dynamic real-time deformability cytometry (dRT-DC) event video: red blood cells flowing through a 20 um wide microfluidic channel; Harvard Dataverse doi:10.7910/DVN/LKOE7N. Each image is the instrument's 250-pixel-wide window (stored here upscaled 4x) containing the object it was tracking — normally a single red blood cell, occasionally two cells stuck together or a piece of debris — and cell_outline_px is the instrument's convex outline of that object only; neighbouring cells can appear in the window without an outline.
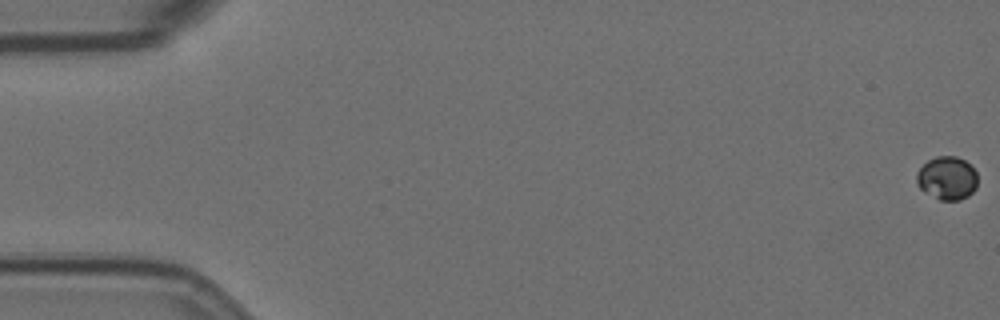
{"species": "Egyptian fruit bat (a non-hibernating species)", "species_latin": "Rousettus aegyptiacus", "temperature_condition": "room temperature", "stored_images_in_passage": 59, "camera_frame_rate_fps": 3000, "um_per_image_px": 0.085, "animal": {"sex": "female"}, "frame": {"image": 1, "passage_image": 1, "time_ms": 0.0, "image_size_px": [1000, 320], "cell_outline_px": [[976, 188], [968, 196], [960, 200], [940, 200], [924, 192], [916, 184], [916, 176], [920, 168], [928, 160], [936, 156], [956, 156], [964, 160], [976, 172]], "centroid_in_image_um": [80.48, 15.15], "position_along_channel_um": 4.5, "area_um2": 15.32}}
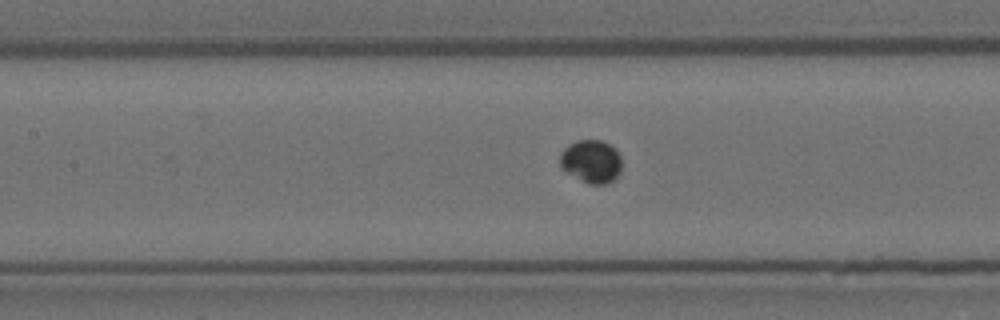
{"frame": {"image": 2, "passage_image": 27, "time_ms": 8.667, "image_size_px": [1000, 320], "cell_outline_px": [[620, 172], [612, 180], [604, 184], [588, 184], [560, 168], [560, 152], [568, 144], [576, 140], [604, 140], [616, 148], [620, 156]], "centroid_in_image_um": [50.24, 13.69], "position_along_channel_um": 157.2, "area_um2": 15.61}}
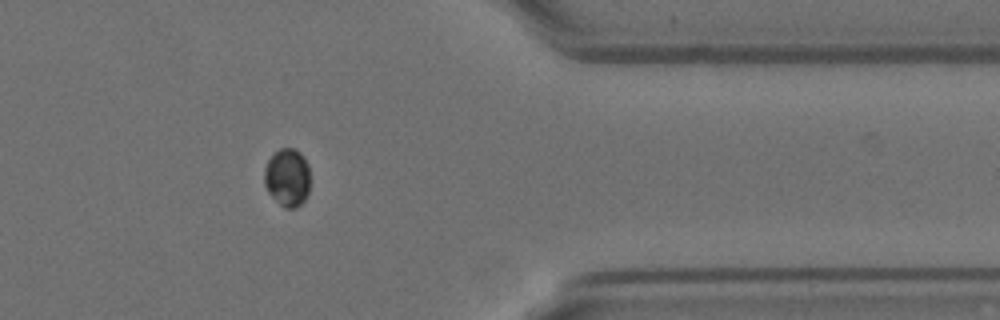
{"frame": {"image": 3, "passage_image": 48, "time_ms": 15.667, "image_size_px": [1000, 320], "cell_outline_px": [[308, 192], [304, 200], [296, 208], [284, 208], [268, 192], [264, 184], [264, 168], [268, 160], [280, 148], [292, 148], [300, 152], [304, 156], [308, 164]], "centroid_in_image_um": [24.41, 15.08], "position_along_channel_um": 387.0, "area_um2": 15.37}}